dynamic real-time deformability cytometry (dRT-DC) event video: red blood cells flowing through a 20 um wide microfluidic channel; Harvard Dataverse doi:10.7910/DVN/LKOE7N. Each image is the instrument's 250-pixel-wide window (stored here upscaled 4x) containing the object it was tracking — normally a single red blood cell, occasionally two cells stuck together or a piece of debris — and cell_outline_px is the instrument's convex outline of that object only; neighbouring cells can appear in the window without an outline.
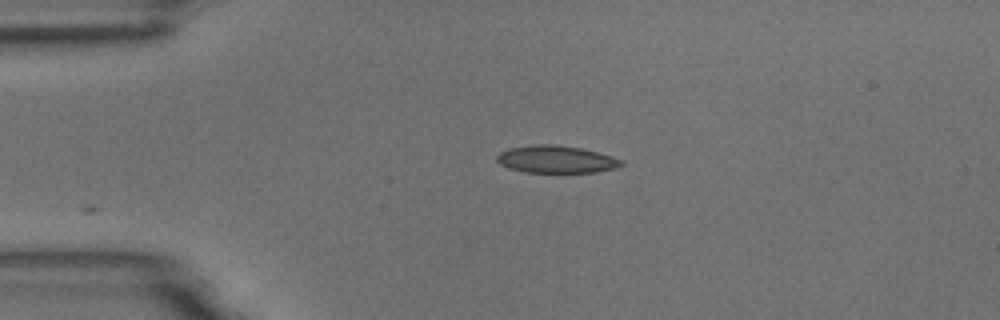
{"species": "common noctule bat (a hibernating species)", "species_latin": "Nyctalus noctula", "temperature_condition": "room temperature", "stored_images_in_passage": 25, "camera_frame_rate_fps": 3000, "um_per_image_px": 0.085, "animal": {"sex": "male", "body_mass_g": 18.8}, "frame": {"image": 1, "passage_image": 1, "time_ms": 0.0, "image_size_px": [1000, 320], "cell_outline_px": [[624, 164], [616, 168], [596, 172], [524, 172], [508, 168], [500, 164], [496, 160], [496, 156], [500, 152], [512, 148], [532, 144], [556, 144], [580, 148], [596, 152], [624, 160]], "centroid_in_image_um": [47.27, 13.54], "position_along_channel_um": 37.7, "area_um2": 19.83}}
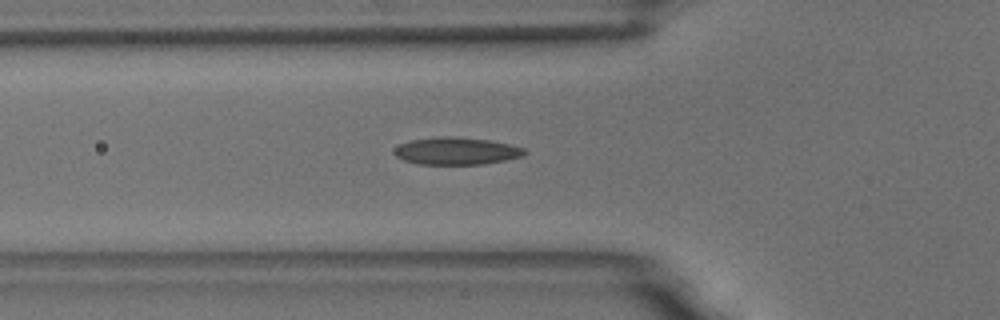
{"frame": {"image": 2, "passage_image": 8, "time_ms": 2.333, "image_size_px": [1000, 320], "cell_outline_px": [[528, 152], [524, 156], [484, 164], [416, 164], [404, 160], [396, 156], [396, 148], [400, 144], [412, 140], [448, 136], [452, 136], [488, 140], [508, 144], [524, 148]], "centroid_in_image_um": [38.84, 12.84], "position_along_channel_um": 87.0, "area_um2": 20.46}}